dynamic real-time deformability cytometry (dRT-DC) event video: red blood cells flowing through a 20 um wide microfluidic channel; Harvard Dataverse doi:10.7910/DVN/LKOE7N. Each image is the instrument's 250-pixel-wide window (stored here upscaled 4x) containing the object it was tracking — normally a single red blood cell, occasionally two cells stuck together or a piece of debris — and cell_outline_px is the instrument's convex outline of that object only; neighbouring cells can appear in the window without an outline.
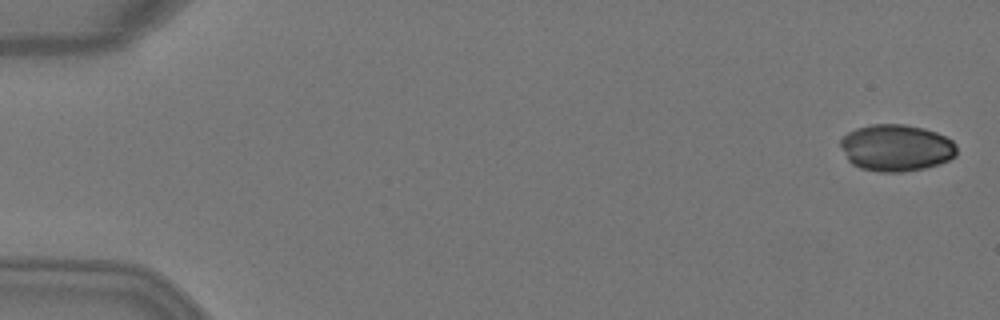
{"species": "Egyptian fruit bat (a non-hibernating species)", "species_latin": "Rousettus aegyptiacus", "temperature_condition": "warm", "stored_images_in_passage": 5, "camera_frame_rate_fps": 3000, "um_per_image_px": 0.085, "animal": {"sex": "female"}, "frame": {"image": 1, "passage_image": 1, "time_ms": 0.0, "image_size_px": [1000, 320], "cell_outline_px": [[956, 156], [940, 164], [924, 168], [904, 172], [880, 172], [860, 168], [852, 164], [848, 160], [840, 144], [840, 140], [848, 132], [856, 128], [872, 124], [904, 124], [924, 128], [936, 132], [952, 140], [956, 144]], "centroid_in_image_um": [76.19, 12.56], "position_along_channel_um": 8.8, "area_um2": 31.79}}